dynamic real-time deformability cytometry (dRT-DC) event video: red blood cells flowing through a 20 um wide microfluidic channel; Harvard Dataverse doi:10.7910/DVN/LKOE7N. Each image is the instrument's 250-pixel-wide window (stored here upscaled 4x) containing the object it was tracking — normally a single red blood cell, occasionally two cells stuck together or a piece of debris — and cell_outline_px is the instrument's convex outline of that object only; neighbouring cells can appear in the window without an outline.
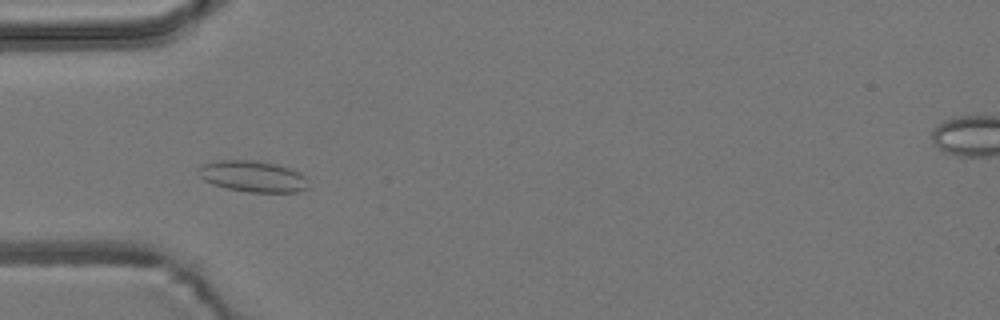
{"species": "common noctule bat (a hibernating species)", "species_latin": "Nyctalus noctula", "temperature_condition": "room temperature", "stored_images_in_passage": 35, "camera_frame_rate_fps": 3000, "um_per_image_px": 0.085, "animal": {"sex": "male", "body_mass_g": 19.2, "forearm_length_mm": 51.8}, "frame": {"image": 1, "passage_image": 3, "time_ms": 0.667, "image_size_px": [1000, 320], "cell_outline_px": [[312, 188], [300, 192], [248, 192], [228, 188], [212, 184], [204, 180], [196, 172], [196, 168], [200, 164], [220, 160], [256, 160], [276, 164], [300, 172], [304, 176]], "centroid_in_image_um": [21.5, 14.99], "position_along_channel_um": 63.5, "area_um2": 20.35}}
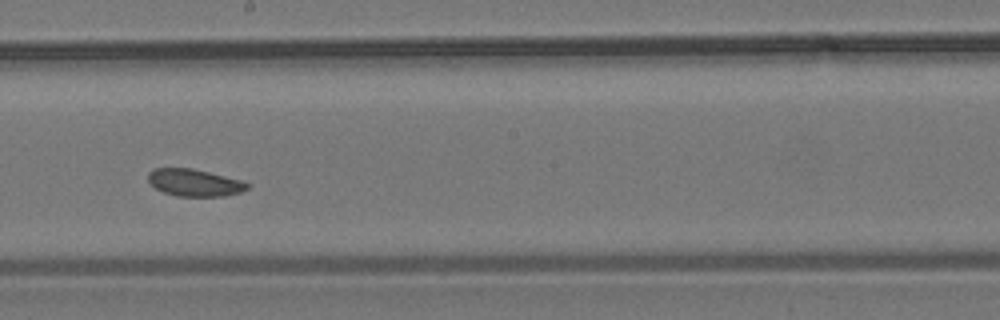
{"frame": {"image": 2, "passage_image": 17, "time_ms": 5.333, "image_size_px": [1000, 320], "cell_outline_px": [[252, 184], [248, 188], [240, 192], [224, 196], [176, 196], [164, 192], [156, 188], [148, 180], [148, 172], [152, 168], [192, 168], [240, 180]], "centroid_in_image_um": [16.52, 15.52], "position_along_channel_um": 231.7, "area_um2": 15.61}}
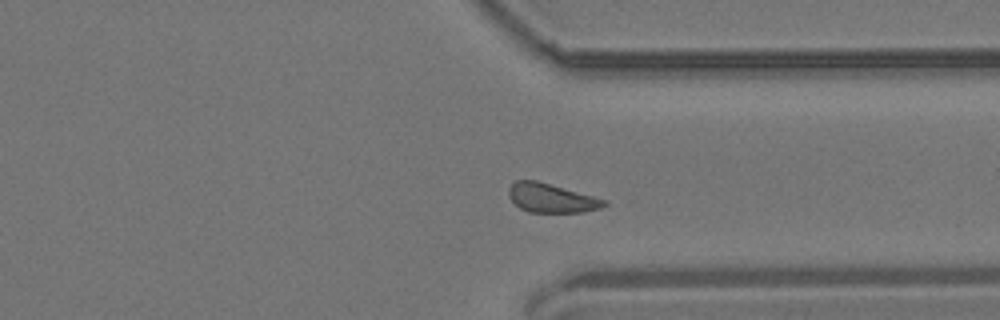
{"frame": {"image": 3, "passage_image": 28, "time_ms": 9.0, "image_size_px": [1000, 320], "cell_outline_px": [[608, 204], [600, 208], [584, 212], [528, 212], [520, 208], [508, 196], [508, 188], [516, 180], [536, 180], [592, 196], [604, 200]], "centroid_in_image_um": [46.82, 16.84], "position_along_channel_um": 364.6, "area_um2": 15.9}}